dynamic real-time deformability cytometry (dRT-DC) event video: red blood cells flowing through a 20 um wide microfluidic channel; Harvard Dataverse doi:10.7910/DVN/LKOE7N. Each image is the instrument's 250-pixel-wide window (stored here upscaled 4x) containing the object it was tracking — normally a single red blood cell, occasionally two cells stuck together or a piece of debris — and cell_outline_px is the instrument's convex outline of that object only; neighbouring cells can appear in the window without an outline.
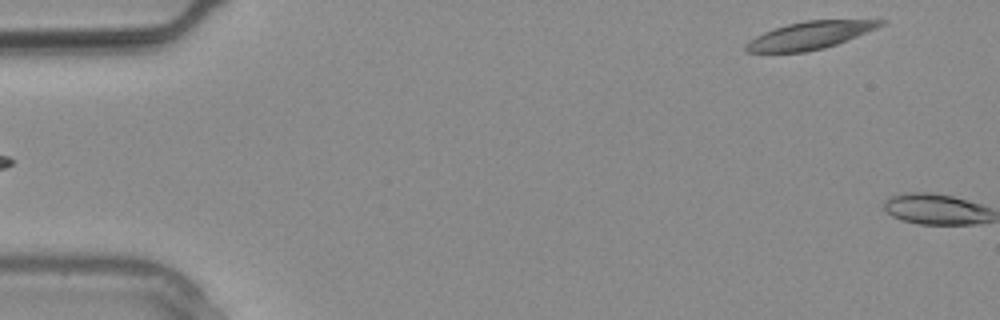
{"species": "common noctule bat (a hibernating species)", "species_latin": "Nyctalus noctula", "temperature_condition": "warm", "stored_images_in_passage": 3, "camera_frame_rate_fps": 3000, "um_per_image_px": 0.085, "animal": {"sex": "male", "body_mass_g": 20.4}, "frame": {"image": 1, "passage_image": 3, "time_ms": 0.667, "image_size_px": [1000, 320], "cell_outline_px": [[888, 20], [884, 24], [876, 28], [836, 44], [824, 48], [804, 52], [744, 52], [744, 44], [748, 40], [764, 32], [788, 24], [804, 20]], "centroid_in_image_um": [68.78, 3.01], "position_along_channel_um": 16.2, "area_um2": 21.39}}